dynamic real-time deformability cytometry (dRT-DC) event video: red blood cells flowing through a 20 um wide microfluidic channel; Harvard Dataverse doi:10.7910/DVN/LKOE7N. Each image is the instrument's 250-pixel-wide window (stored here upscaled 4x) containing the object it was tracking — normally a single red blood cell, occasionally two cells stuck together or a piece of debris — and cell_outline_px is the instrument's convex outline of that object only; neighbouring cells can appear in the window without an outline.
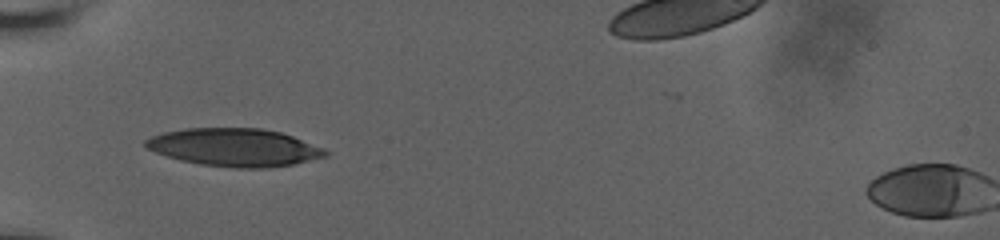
{"species": "human", "species_latin": "Homo sapiens", "temperature_condition": "room temperature", "stored_images_in_passage": 39, "camera_frame_rate_fps": 3000, "um_per_image_px": 0.085, "donor": {"sex": "male"}, "frame": {"image": 1, "passage_image": 1, "time_ms": 0.0, "image_size_px": [1000, 240], "cell_outline_px": [[328, 156], [292, 164], [268, 168], [236, 168], [200, 164], [180, 160], [156, 152], [148, 148], [144, 144], [144, 140], [152, 136], [164, 132], [184, 128], [260, 128], [280, 132], [292, 136], [324, 148], [328, 152]], "centroid_in_image_um": [19.93, 12.52], "position_along_channel_um": 65.1, "area_um2": 39.54}}
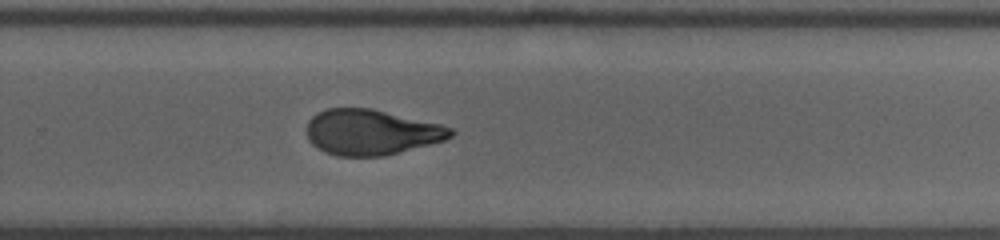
{"frame": {"image": 2, "passage_image": 20, "time_ms": 6.333, "image_size_px": [1000, 240], "cell_outline_px": [[456, 132], [452, 136], [444, 140], [384, 156], [340, 156], [324, 152], [316, 148], [308, 140], [308, 120], [316, 112], [324, 108], [372, 108], [440, 124], [456, 128]], "centroid_in_image_um": [31.55, 11.23], "position_along_channel_um": 298.2, "area_um2": 38.32}}
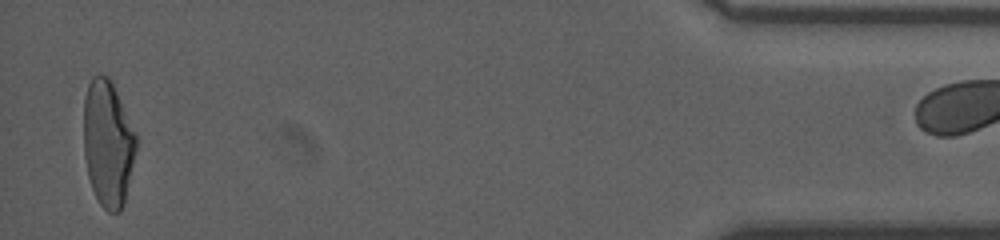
{"frame": {"image": 3, "passage_image": 38, "time_ms": 11.667, "image_size_px": [1000, 240], "cell_outline_px": [[136, 148], [124, 204], [120, 212], [108, 212], [100, 204], [92, 188], [88, 176], [84, 156], [84, 100], [88, 84], [92, 76], [108, 76], [116, 92], [136, 136]], "centroid_in_image_um": [9.15, 12.23], "position_along_channel_um": 426.1, "area_um2": 37.97}}